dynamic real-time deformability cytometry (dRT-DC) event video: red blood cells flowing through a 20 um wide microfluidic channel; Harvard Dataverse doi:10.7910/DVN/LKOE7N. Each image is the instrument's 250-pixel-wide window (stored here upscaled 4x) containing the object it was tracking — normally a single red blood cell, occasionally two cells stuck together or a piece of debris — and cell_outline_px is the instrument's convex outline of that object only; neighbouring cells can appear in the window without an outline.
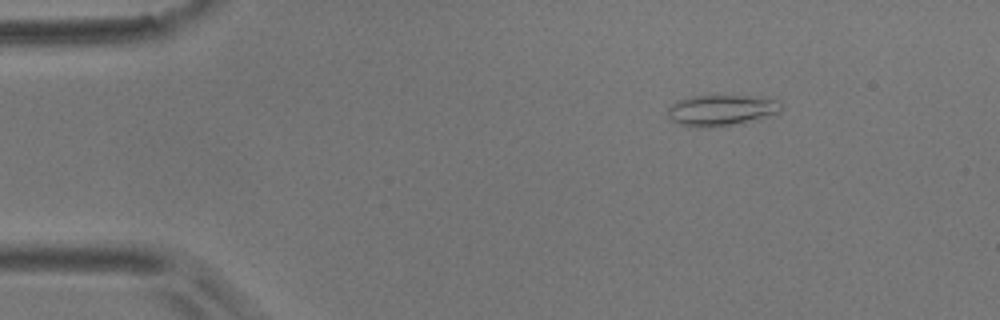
{"species": "common noctule bat (a hibernating species)", "species_latin": "Nyctalus noctula", "temperature_condition": "room temperature", "stored_images_in_passage": 15, "camera_frame_rate_fps": 3000, "um_per_image_px": 0.085, "animal": {"sex": "male", "body_mass_g": 17.9}, "frame": {"image": 1, "passage_image": 3, "time_ms": 0.667, "image_size_px": [1000, 320], "cell_outline_px": [[784, 108], [780, 112], [732, 124], [680, 124], [672, 120], [668, 116], [668, 108], [676, 100], [692, 96], [744, 96], [780, 100], [784, 104]], "centroid_in_image_um": [61.35, 9.3], "position_along_channel_um": 23.7, "area_um2": 19.31}}
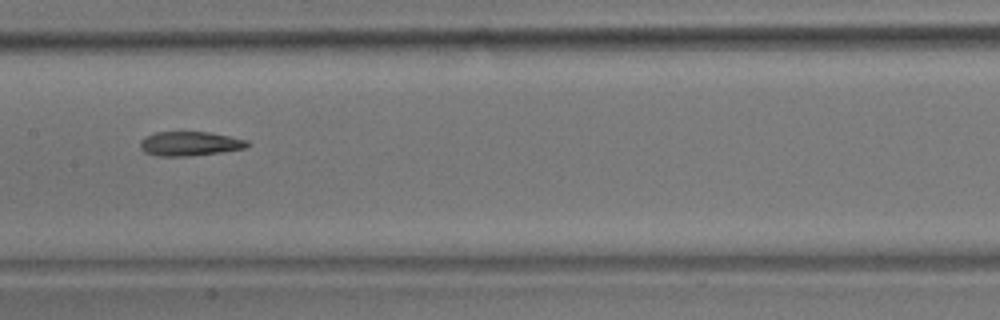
{"frame": {"image": 2, "passage_image": 8, "time_ms": 2.333, "image_size_px": [1000, 320], "cell_outline_px": [[252, 144], [248, 148], [220, 152], [188, 156], [156, 156], [144, 152], [140, 148], [140, 140], [144, 136], [156, 132], [208, 132], [248, 140]], "centroid_in_image_um": [16.13, 12.21], "position_along_channel_um": 191.3, "area_um2": 15.32}}
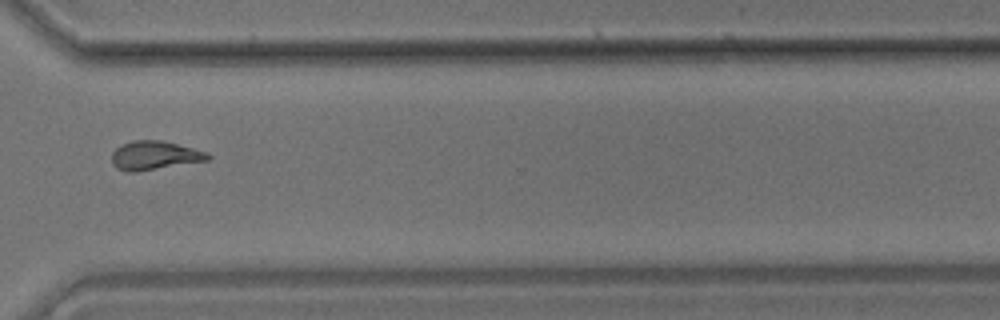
{"frame": {"image": 3, "passage_image": 12, "time_ms": 3.667, "image_size_px": [1000, 320], "cell_outline_px": [[212, 156], [208, 160], [136, 172], [128, 172], [116, 168], [112, 164], [112, 152], [116, 148], [132, 140], [160, 140], [208, 152]], "centroid_in_image_um": [13.12, 13.22], "position_along_channel_um": 357.5, "area_um2": 16.01}}